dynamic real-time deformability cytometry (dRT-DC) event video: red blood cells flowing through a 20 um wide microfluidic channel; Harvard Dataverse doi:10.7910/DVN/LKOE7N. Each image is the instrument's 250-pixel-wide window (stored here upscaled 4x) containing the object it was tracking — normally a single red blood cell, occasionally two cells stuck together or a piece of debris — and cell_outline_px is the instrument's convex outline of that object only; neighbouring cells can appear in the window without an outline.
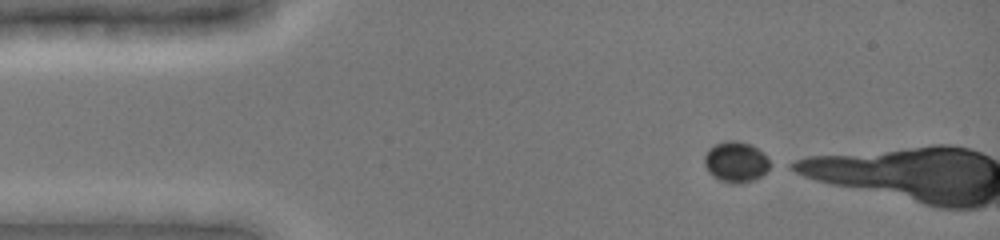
{"species": "common noctule bat (a hibernating species)", "species_latin": "Nyctalus noctula", "temperature_condition": "cold", "stored_images_in_passage": 3, "camera_frame_rate_fps": 3000, "um_per_image_px": 0.085, "animal": {"sex": "female", "body_mass_g": 19.0, "forearm_length_mm": 51.5}, "frame": {"image": 1, "passage_image": 1, "time_ms": 0.0, "image_size_px": [1000, 240], "cell_outline_px": [[776, 164], [772, 168], [760, 176], [752, 180], [740, 184], [732, 184], [720, 180], [712, 176], [708, 172], [704, 164], [704, 156], [708, 148], [724, 140], [736, 140], [748, 144], [756, 148]], "centroid_in_image_um": [62.57, 13.77], "position_along_channel_um": 22.4, "area_um2": 15.9}}